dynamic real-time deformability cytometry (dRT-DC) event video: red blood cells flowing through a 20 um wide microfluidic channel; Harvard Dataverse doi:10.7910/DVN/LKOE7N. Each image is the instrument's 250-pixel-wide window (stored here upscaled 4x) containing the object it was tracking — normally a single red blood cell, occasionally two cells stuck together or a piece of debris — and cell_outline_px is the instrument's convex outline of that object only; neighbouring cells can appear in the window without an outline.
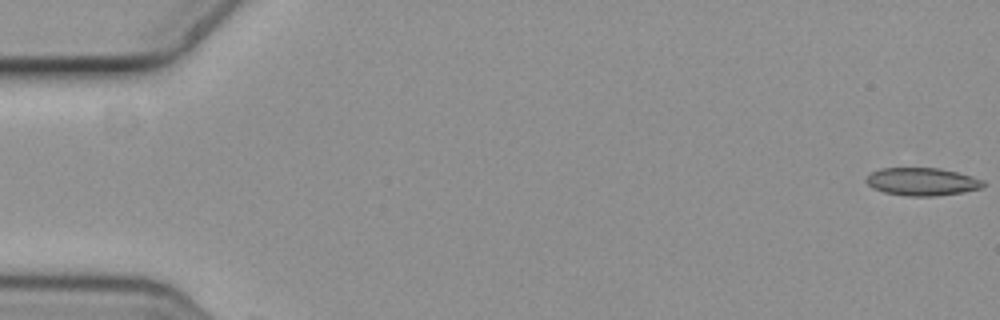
{"species": "common noctule bat (a hibernating species)", "species_latin": "Nyctalus noctula", "temperature_condition": "cold", "stored_images_in_passage": 6, "camera_frame_rate_fps": 3000, "um_per_image_px": 0.085, "animal": {"sex": "female", "body_mass_g": 19.3, "forearm_length_mm": 54.1}, "frame": {"image": 1, "passage_image": 1, "time_ms": 0.0, "image_size_px": [1000, 320], "cell_outline_px": [[984, 184], [980, 188], [964, 192], [936, 196], [904, 196], [884, 192], [872, 188], [864, 180], [872, 172], [880, 168], [940, 168], [972, 176], [984, 180]], "centroid_in_image_um": [78.36, 15.44], "position_along_channel_um": 6.6, "area_um2": 19.02}}
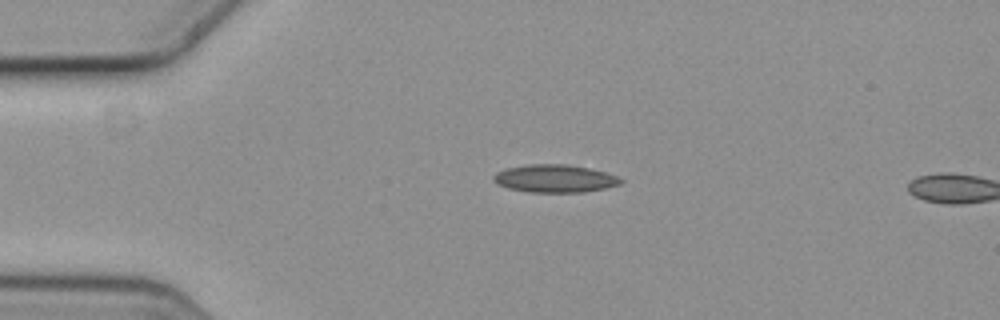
{"frame": {"image": 2, "passage_image": 4, "time_ms": 1.0, "image_size_px": [1000, 320], "cell_outline_px": [[624, 180], [620, 184], [604, 188], [584, 192], [528, 192], [508, 188], [496, 184], [492, 180], [492, 176], [496, 172], [504, 168], [528, 164], [564, 164], [588, 168], [604, 172], [616, 176]], "centroid_in_image_um": [47.09, 15.17], "position_along_channel_um": 37.9, "area_um2": 20.63}}